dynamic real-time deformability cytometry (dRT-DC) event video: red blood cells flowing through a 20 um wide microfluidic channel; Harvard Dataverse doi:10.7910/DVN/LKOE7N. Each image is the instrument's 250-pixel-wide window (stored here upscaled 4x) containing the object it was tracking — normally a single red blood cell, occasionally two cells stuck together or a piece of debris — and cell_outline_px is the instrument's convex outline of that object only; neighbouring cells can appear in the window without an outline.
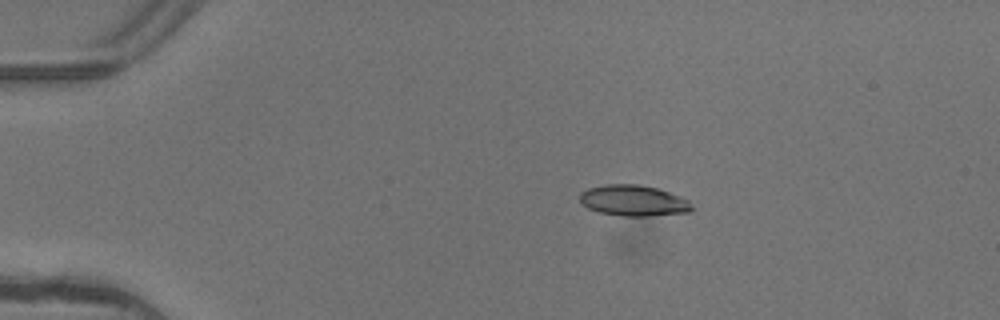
{"species": "common noctule bat (a hibernating species)", "species_latin": "Nyctalus noctula", "temperature_condition": "warm", "stored_images_in_passage": 6, "camera_frame_rate_fps": 3000, "um_per_image_px": 0.085, "animal": {"sex": "female"}, "frame": {"image": 1, "passage_image": 3, "time_ms": 0.667, "image_size_px": [1000, 320], "cell_outline_px": [[696, 208], [688, 212], [648, 216], [620, 216], [600, 212], [588, 208], [580, 200], [580, 192], [588, 188], [608, 184], [640, 184], [660, 188], [680, 196], [688, 200]], "centroid_in_image_um": [53.89, 17.04], "position_along_channel_um": 31.1, "area_um2": 20.35}}